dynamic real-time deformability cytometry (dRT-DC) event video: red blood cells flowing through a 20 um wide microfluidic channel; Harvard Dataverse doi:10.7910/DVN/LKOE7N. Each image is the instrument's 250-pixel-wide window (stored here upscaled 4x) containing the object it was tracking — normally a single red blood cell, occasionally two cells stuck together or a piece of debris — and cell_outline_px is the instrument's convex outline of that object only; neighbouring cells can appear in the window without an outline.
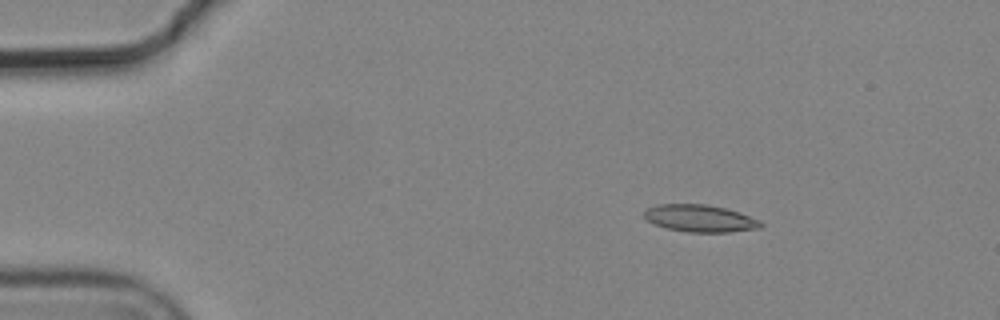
{"species": "common noctule bat (a hibernating species)", "species_latin": "Nyctalus noctula", "temperature_condition": "cold", "stored_images_in_passage": 4, "segment_of_instrument_passage": [1, 2], "camera_frame_rate_fps": 3000, "um_per_image_px": 0.085, "animal": {"sex": "male", "body_mass_g": 19.2, "forearm_length_mm": 51.8}, "frame": {"image": 1, "passage_image": 1, "time_ms": 0.0, "image_size_px": [1000, 320], "cell_outline_px": [[764, 224], [760, 228], [728, 232], [688, 232], [668, 228], [656, 224], [648, 220], [644, 216], [644, 212], [648, 208], [656, 204], [704, 204], [724, 208], [740, 212], [760, 220]], "centroid_in_image_um": [59.53, 18.56], "position_along_channel_um": 25.5, "area_um2": 18.32}}